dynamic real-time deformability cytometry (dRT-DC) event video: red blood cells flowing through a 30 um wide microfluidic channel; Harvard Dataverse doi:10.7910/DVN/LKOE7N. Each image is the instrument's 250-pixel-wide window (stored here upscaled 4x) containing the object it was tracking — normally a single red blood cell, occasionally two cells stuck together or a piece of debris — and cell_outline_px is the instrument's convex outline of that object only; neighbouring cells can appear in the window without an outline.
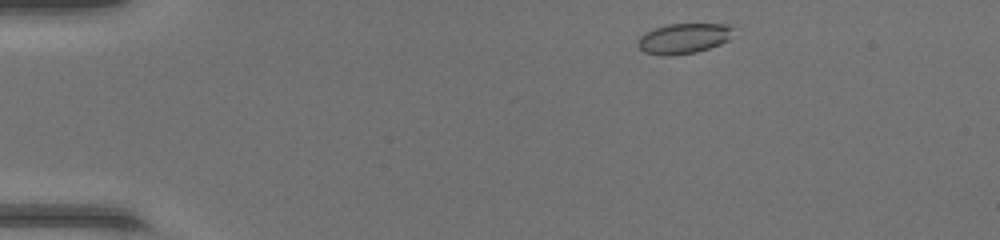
{"species": "common noctule bat (a hibernating species)", "species_latin": "Nyctalus noctula", "temperature_condition": "warm", "stored_images_in_passage": 42, "camera_frame_rate_fps": 3000, "um_per_image_px": 0.085, "animal": {"sex": "female", "body_mass_g": 17.0, "forearm_length_mm": 48.0}, "frame": {"image": 1, "passage_image": 2, "time_ms": 0.333, "image_size_px": [1000, 240], "cell_outline_px": [[732, 28], [728, 40], [720, 44], [696, 52], [668, 56], [644, 52], [636, 44], [640, 36], [644, 32], [668, 24], [732, 24]], "centroid_in_image_um": [58.08, 3.26], "position_along_channel_um": 26.9, "area_um2": 16.7}}
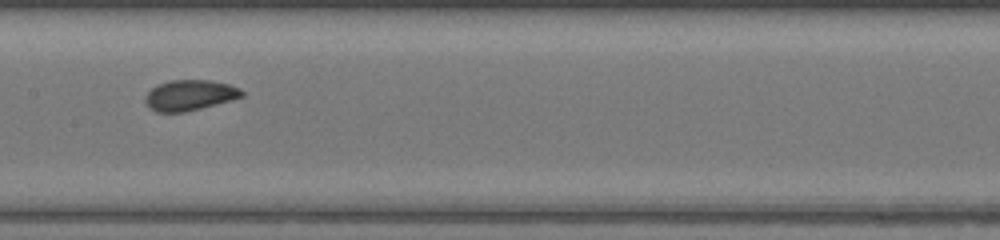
{"frame": {"image": 2, "passage_image": 19, "time_ms": 6.0, "image_size_px": [1000, 240], "cell_outline_px": [[244, 96], [232, 100], [184, 112], [156, 112], [144, 100], [144, 96], [152, 88], [168, 80], [208, 80], [228, 84], [240, 88], [244, 92]], "centroid_in_image_um": [16.14, 8.09], "position_along_channel_um": 191.3, "area_um2": 17.05}}
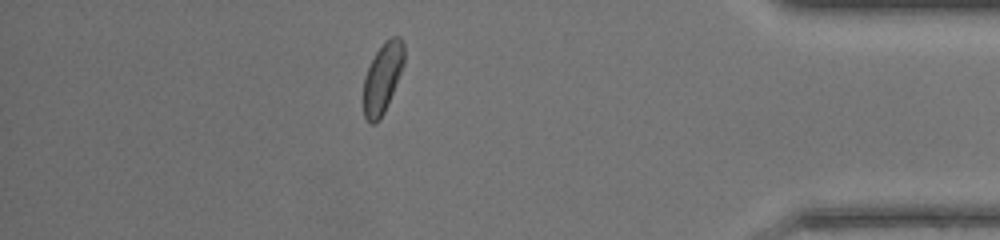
{"frame": {"image": 3, "passage_image": 36, "time_ms": 11.667, "image_size_px": [1000, 240], "cell_outline_px": [[404, 64], [388, 104], [380, 120], [376, 124], [372, 124], [364, 116], [364, 76], [376, 52], [384, 40], [392, 36], [400, 36], [404, 44]], "centroid_in_image_um": [32.53, 6.6], "position_along_channel_um": 402.7, "area_um2": 16.59}, "authors_computed_cell_mechanics": {"area_um2": 17.0221, "velocity_mm_per_s": 4.3893, "shape_relaxation_time_tau1_ms": 2.1514, "shape_relaxation_time_tau2_ms": 0.866, "deformation_change_tau1": 0.1223, "deformation_change_tau2": 0.0516}}